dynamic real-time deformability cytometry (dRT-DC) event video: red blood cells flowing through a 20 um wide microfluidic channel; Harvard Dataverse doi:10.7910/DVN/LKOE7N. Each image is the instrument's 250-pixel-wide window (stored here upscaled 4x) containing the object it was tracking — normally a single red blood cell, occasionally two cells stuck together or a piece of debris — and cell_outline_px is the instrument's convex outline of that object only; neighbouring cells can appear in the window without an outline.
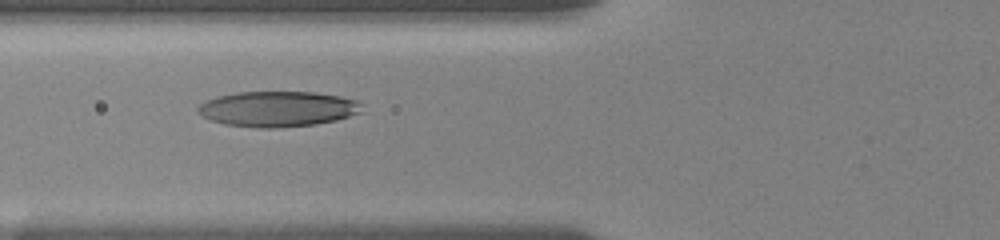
{"species": "human", "species_latin": "Homo sapiens", "temperature_condition": "room temperature", "stored_images_in_passage": 28, "camera_frame_rate_fps": 3000, "um_per_image_px": 0.085, "donor": {"sex": "female"}, "frame": {"image": 1, "passage_image": 11, "time_ms": 6.667, "image_size_px": [1000, 240], "cell_outline_px": [[364, 112], [336, 120], [316, 124], [276, 128], [260, 128], [224, 124], [212, 120], [196, 112], [196, 108], [200, 104], [216, 96], [236, 92], [316, 92], [340, 96], [356, 100], [360, 104]], "centroid_in_image_um": [23.61, 9.26], "position_along_channel_um": 102.2, "area_um2": 33.99}}
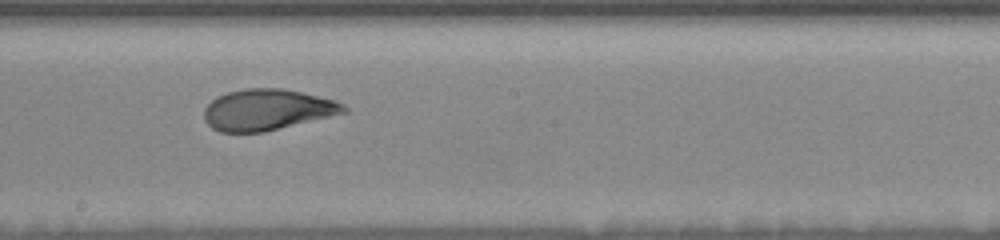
{"frame": {"image": 2, "passage_image": 14, "time_ms": 10.0, "image_size_px": [1000, 240], "cell_outline_px": [[348, 112], [264, 132], [220, 132], [212, 128], [204, 120], [204, 108], [216, 96], [228, 92], [244, 88], [280, 88], [300, 92], [332, 100], [344, 104], [348, 108]], "centroid_in_image_um": [22.68, 9.33], "position_along_channel_um": 225.5, "area_um2": 33.29}}
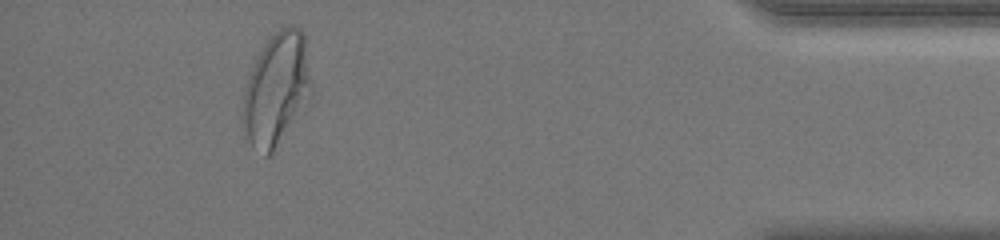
{"frame": {"image": 3, "passage_image": 27, "time_ms": 16.333, "image_size_px": [1000, 240], "cell_outline_px": [[312, 96], [272, 152], [268, 156], [264, 156], [252, 148], [244, 136], [240, 120], [244, 88], [248, 76], [264, 44], [272, 32], [284, 24], [296, 24], [304, 32], [312, 80]], "centroid_in_image_um": [23.49, 7.55], "position_along_channel_um": 411.7, "area_um2": 46.01}, "authors_computed_cell_mechanics": {"area_um2": 34.6511, "velocity_mm_per_s": 3.6823, "shape_relaxation_time_tau1_ms": 3.9574, "shape_relaxation_time_tau2_ms": 0.8087, "deformation_change_tau1": 0.1524, "deformation_change_tau2": 0.0665}}